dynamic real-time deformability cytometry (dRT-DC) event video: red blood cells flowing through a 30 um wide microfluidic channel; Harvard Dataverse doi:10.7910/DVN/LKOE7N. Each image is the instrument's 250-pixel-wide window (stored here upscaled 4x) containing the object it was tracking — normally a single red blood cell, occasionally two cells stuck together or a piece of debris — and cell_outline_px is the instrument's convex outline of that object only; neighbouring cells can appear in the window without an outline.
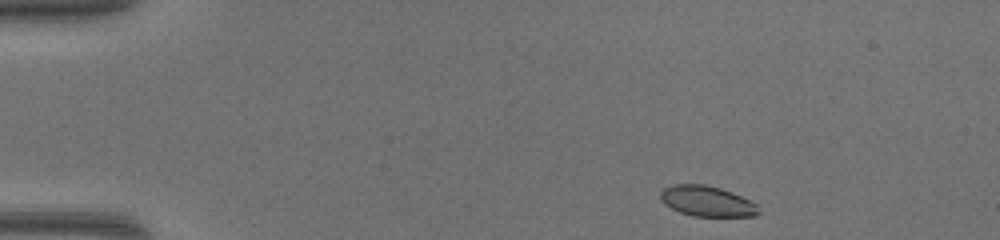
{"species": "common noctule bat (a hibernating species)", "species_latin": "Nyctalus noctula", "temperature_condition": "warm", "stored_images_in_passage": 42, "camera_frame_rate_fps": 3000, "um_per_image_px": 0.085, "animal": {"sex": "female", "body_mass_g": 17.0, "forearm_length_mm": 48.0}, "frame": {"image": 1, "passage_image": 1, "time_ms": 0.0, "image_size_px": [1000, 240], "cell_outline_px": [[760, 212], [756, 216], [692, 216], [680, 212], [664, 204], [660, 200], [660, 192], [664, 188], [672, 184], [704, 184], [720, 188], [732, 192], [756, 204]], "centroid_in_image_um": [60.06, 17.1], "position_along_channel_um": 24.9, "area_um2": 17.4}}
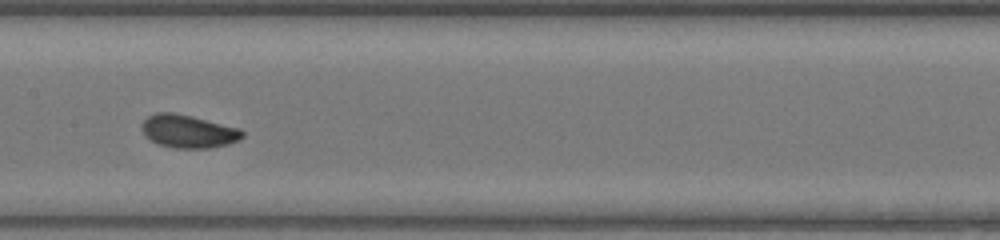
{"frame": {"image": 2, "passage_image": 19, "time_ms": 6.0, "image_size_px": [1000, 240], "cell_outline_px": [[244, 136], [240, 140], [228, 144], [208, 148], [172, 148], [156, 144], [140, 128], [140, 124], [148, 116], [156, 112], [172, 112], [192, 116], [240, 128], [244, 132]], "centroid_in_image_um": [16.01, 11.16], "position_along_channel_um": 191.4, "area_um2": 19.48}}
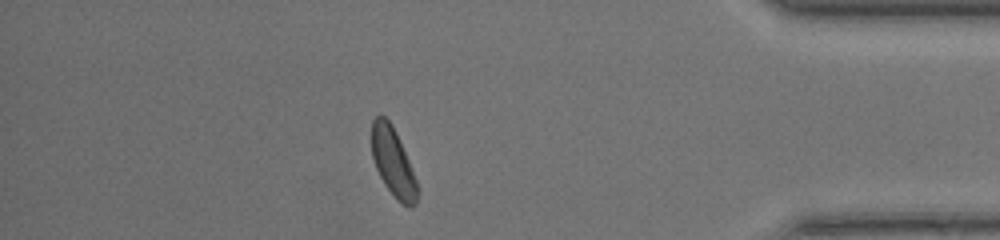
{"frame": {"image": 3, "passage_image": 36, "time_ms": 11.667, "image_size_px": [1000, 240], "cell_outline_px": [[420, 188], [416, 204], [412, 208], [400, 204], [396, 200], [384, 184], [376, 168], [372, 156], [372, 120], [380, 112], [392, 124], [396, 132]], "centroid_in_image_um": [33.43, 13.83], "position_along_channel_um": 401.8, "area_um2": 18.44}, "authors_computed_cell_mechanics": {"area_um2": 18.6983, "velocity_mm_per_s": 4.3477, "shape_relaxation_time_tau1_ms": 1.6816, "shape_relaxation_time_tau2_ms": null, "deformation_change_tau1": 0.09, "deformation_change_tau2": null}}